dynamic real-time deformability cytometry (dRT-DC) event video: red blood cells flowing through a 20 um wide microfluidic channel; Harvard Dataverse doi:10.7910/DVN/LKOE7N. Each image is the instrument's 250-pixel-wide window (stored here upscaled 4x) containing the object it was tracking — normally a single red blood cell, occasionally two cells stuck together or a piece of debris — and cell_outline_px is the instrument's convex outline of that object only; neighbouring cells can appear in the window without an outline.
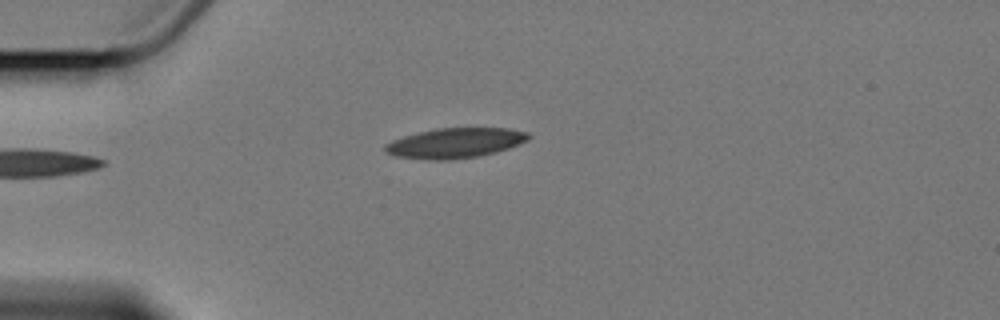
{"species": "Egyptian fruit bat (a non-hibernating species)", "species_latin": "Rousettus aegyptiacus", "temperature_condition": "cold", "stored_images_in_passage": 4, "camera_frame_rate_fps": 3000, "um_per_image_px": 0.085, "animal": {"sex": "female"}, "frame": {"image": 1, "passage_image": 4, "time_ms": 4.333, "image_size_px": [1000, 320], "cell_outline_px": [[532, 136], [528, 140], [508, 148], [496, 152], [480, 156], [452, 160], [424, 160], [396, 156], [384, 152], [384, 144], [392, 140], [404, 136], [436, 128], [508, 128], [528, 132]], "centroid_in_image_um": [38.67, 12.16], "position_along_channel_um": 46.3, "area_um2": 25.32}}